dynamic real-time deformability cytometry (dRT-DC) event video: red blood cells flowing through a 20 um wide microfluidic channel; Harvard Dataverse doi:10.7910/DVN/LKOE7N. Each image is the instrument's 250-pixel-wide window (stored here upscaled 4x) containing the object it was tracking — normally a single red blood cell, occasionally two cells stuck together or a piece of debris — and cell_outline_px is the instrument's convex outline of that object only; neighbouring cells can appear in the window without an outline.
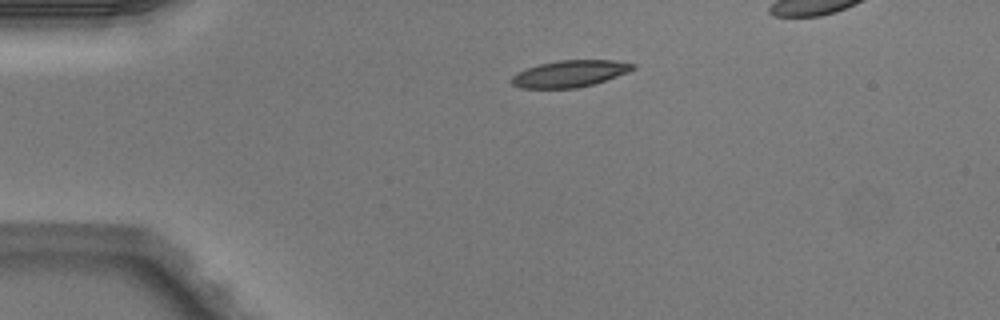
{"species": "Egyptian fruit bat (a non-hibernating species)", "species_latin": "Rousettus aegyptiacus", "temperature_condition": "warm", "stored_images_in_passage": 3, "segment_of_instrument_passage": [1, 2], "camera_frame_rate_fps": 3000, "um_per_image_px": 0.085, "animal": {"sex": "male"}, "frame": {"image": 1, "passage_image": 1, "time_ms": 0.0, "image_size_px": [1000, 320], "cell_outline_px": [[636, 68], [628, 72], [592, 84], [576, 88], [520, 88], [512, 84], [512, 76], [516, 72], [540, 64], [560, 60], [612, 60], [636, 64]], "centroid_in_image_um": [48.43, 6.26], "position_along_channel_um": 36.6, "area_um2": 18.67}}